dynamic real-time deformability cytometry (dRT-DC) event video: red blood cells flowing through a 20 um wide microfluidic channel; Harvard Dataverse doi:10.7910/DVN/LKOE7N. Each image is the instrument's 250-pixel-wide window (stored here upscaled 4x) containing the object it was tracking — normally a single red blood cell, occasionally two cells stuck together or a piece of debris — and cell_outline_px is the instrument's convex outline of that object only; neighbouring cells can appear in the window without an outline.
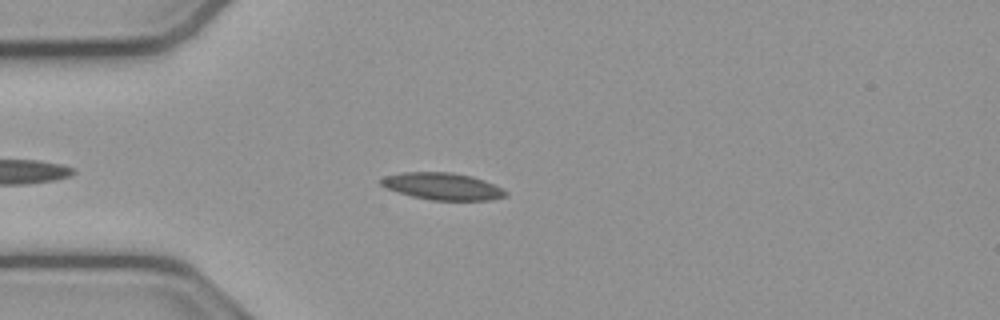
{"species": "common noctule bat (a hibernating species)", "species_latin": "Nyctalus noctula", "temperature_condition": "cold", "stored_images_in_passage": 44, "camera_frame_rate_fps": 3000, "um_per_image_px": 0.085, "animal": {"sex": "male", "body_mass_g": 23.1, "forearm_length_mm": 52.7}, "frame": {"image": 1, "passage_image": 7, "time_ms": 2.0, "image_size_px": [1000, 320], "cell_outline_px": [[508, 196], [492, 200], [432, 200], [412, 196], [388, 188], [380, 184], [380, 180], [384, 176], [400, 172], [452, 172], [472, 176], [484, 180], [508, 192]], "centroid_in_image_um": [37.63, 15.83], "position_along_channel_um": 47.4, "area_um2": 19.54}}
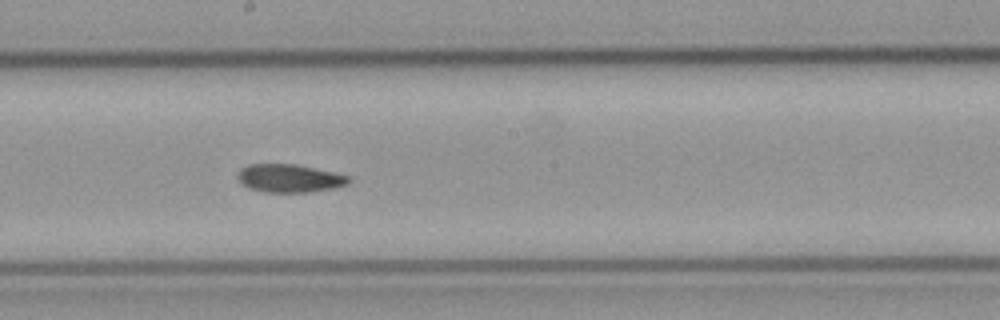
{"frame": {"image": 2, "passage_image": 22, "time_ms": 7.0, "image_size_px": [1000, 320], "cell_outline_px": [[352, 180], [348, 184], [336, 188], [312, 192], [264, 192], [248, 188], [240, 184], [236, 176], [240, 168], [248, 164], [296, 164], [352, 176]], "centroid_in_image_um": [24.61, 15.16], "position_along_channel_um": 223.6, "area_um2": 18.61}}
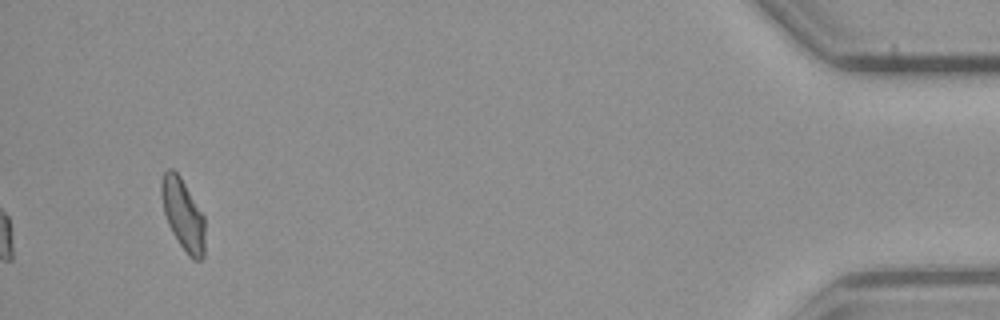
{"frame": {"image": 3, "passage_image": 44, "time_ms": 14.333, "image_size_px": [1000, 320], "cell_outline_px": [[204, 256], [200, 260], [192, 260], [188, 256], [172, 232], [168, 224], [164, 212], [160, 192], [160, 184], [164, 172], [168, 168], [172, 168], [180, 176], [204, 216]], "centroid_in_image_um": [15.54, 18.24], "position_along_channel_um": 419.7, "area_um2": 18.03}, "authors_computed_cell_mechanics": {"area_um2": 18.4671, "velocity_mm_per_s": 3.7876, "shape_relaxation_time_tau1_ms": null, "shape_relaxation_time_tau2_ms": 2.6042, "deformation_change_tau1": null, "deformation_change_tau2": 0.0746}}